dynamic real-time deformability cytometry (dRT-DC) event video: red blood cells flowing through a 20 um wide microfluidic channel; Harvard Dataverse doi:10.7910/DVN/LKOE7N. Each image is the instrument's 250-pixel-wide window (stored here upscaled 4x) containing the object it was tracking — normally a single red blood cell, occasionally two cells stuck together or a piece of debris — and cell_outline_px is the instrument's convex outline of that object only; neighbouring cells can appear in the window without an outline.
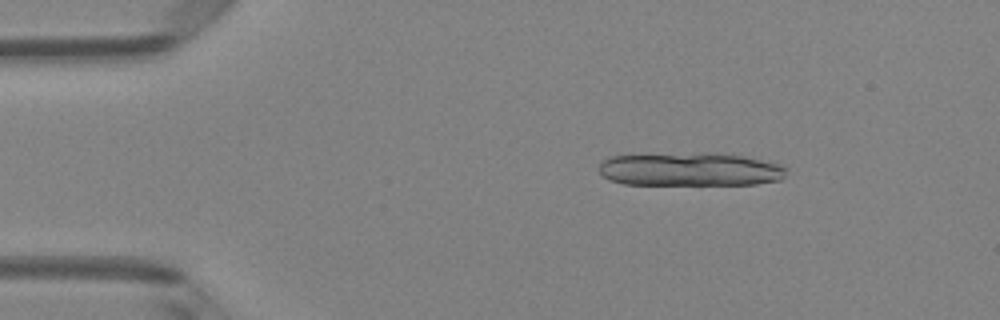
{"species": "Egyptian fruit bat (a non-hibernating species)", "species_latin": "Rousettus aegyptiacus", "temperature_condition": "room temperature", "stored_images_in_passage": 4, "camera_frame_rate_fps": 3000, "um_per_image_px": 0.085, "animal": {"sex": "female"}, "frame": {"image": 1, "passage_image": 2, "time_ms": 0.333, "image_size_px": [1000, 320], "cell_outline_px": [[788, 168], [784, 176], [780, 180], [756, 184], [624, 184], [608, 180], [596, 168], [604, 160], [612, 156], [644, 152], [724, 152], [744, 156], [780, 164]], "centroid_in_image_um": [58.61, 14.35], "position_along_channel_um": 26.4, "area_um2": 37.74}}